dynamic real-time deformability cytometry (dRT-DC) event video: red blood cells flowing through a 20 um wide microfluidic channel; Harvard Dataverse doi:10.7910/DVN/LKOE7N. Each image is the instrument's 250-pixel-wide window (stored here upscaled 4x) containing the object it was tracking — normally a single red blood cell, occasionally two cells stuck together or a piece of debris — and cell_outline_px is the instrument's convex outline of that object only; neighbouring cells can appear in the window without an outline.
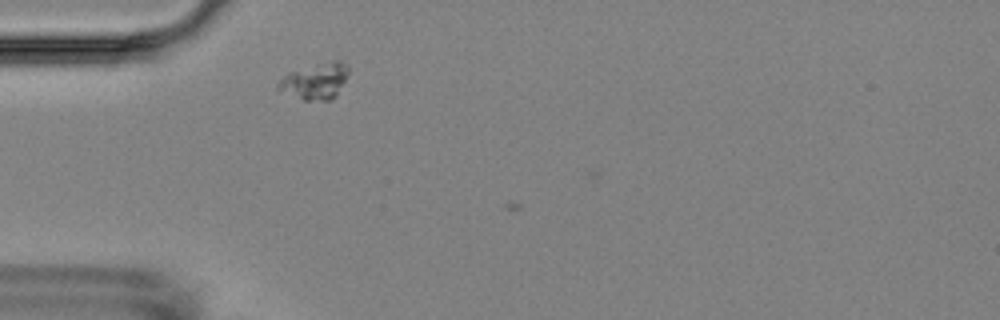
{"species": "Egyptian fruit bat (a non-hibernating species)", "species_latin": "Rousettus aegyptiacus", "temperature_condition": "room temperature", "stored_images_in_passage": 2, "camera_frame_rate_fps": 3000, "um_per_image_px": 0.085, "animal": {"sex": "female"}, "frame": {"image": 1, "passage_image": 2, "time_ms": 1.0, "image_size_px": [1000, 320], "cell_outline_px": [[348, 72], [336, 96], [332, 100], [304, 100], [276, 92], [276, 84], [288, 72], [316, 64], [336, 60], [340, 60], [348, 64]], "centroid_in_image_um": [26.73, 6.91], "position_along_channel_um": 58.3, "area_um2": 14.97}}